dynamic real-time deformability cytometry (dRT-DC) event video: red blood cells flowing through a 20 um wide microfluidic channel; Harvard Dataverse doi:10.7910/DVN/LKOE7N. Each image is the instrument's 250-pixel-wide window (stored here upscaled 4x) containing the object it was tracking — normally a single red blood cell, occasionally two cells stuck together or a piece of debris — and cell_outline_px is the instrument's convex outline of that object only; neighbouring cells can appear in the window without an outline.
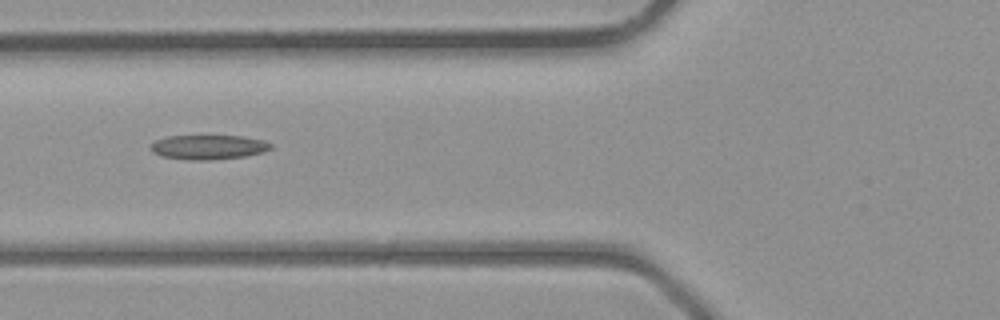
{"species": "common noctule bat (a hibernating species)", "species_latin": "Nyctalus noctula", "temperature_condition": "room temperature", "stored_images_in_passage": 5, "camera_frame_rate_fps": 3000, "um_per_image_px": 0.085, "animal": {"sex": "male", "body_mass_g": 23.1, "forearm_length_mm": 52.7}, "frame": {"image": 1, "passage_image": 5, "time_ms": 4.667, "image_size_px": [1000, 320], "cell_outline_px": [[272, 148], [264, 152], [244, 156], [212, 160], [188, 160], [160, 156], [152, 152], [148, 148], [156, 140], [168, 136], [240, 136], [264, 140], [272, 144]], "centroid_in_image_um": [17.7, 12.51], "position_along_channel_um": 108.1, "area_um2": 17.22}}